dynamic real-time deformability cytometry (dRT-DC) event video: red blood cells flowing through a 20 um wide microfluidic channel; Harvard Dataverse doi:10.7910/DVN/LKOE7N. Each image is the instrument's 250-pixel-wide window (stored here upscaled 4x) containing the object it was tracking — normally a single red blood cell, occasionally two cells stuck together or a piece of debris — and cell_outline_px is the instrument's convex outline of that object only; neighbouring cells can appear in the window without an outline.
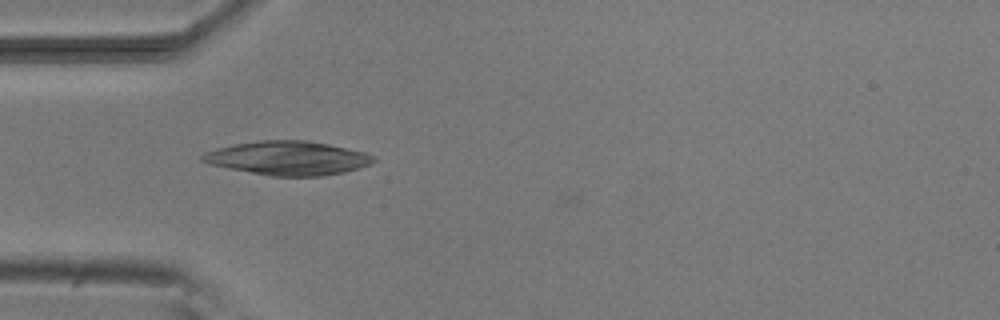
{"species": "common noctule bat (a hibernating species)", "species_latin": "Nyctalus noctula", "temperature_condition": "room temperature", "stored_images_in_passage": 2, "camera_frame_rate_fps": 3000, "um_per_image_px": 0.085, "animal": {"sex": "male", "body_mass_g": 20.5, "forearm_length_mm": 52.5}, "frame": {"image": 1, "passage_image": 1, "time_ms": 0.0, "image_size_px": [1000, 320], "cell_outline_px": [[376, 160], [360, 168], [344, 172], [324, 176], [272, 176], [228, 168], [208, 164], [200, 160], [200, 156], [204, 152], [216, 148], [236, 144], [260, 140], [308, 140], [328, 144], [364, 152], [376, 156]], "centroid_in_image_um": [24.46, 13.44], "position_along_channel_um": 60.5, "area_um2": 33.81}}
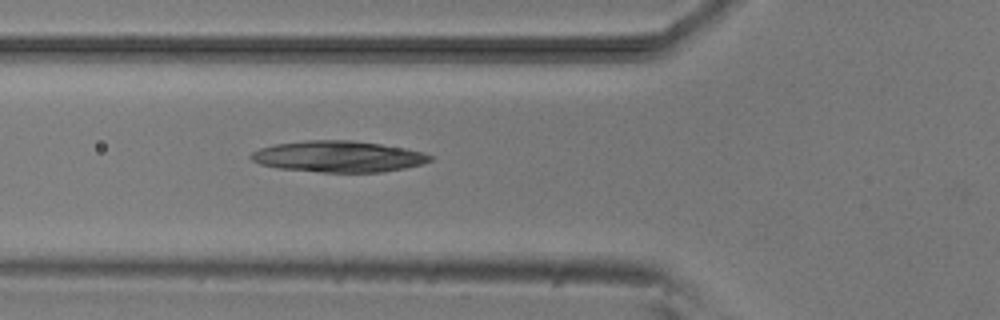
{"frame": {"image": 2, "passage_image": 2, "time_ms": 1.0, "image_size_px": [1000, 320], "cell_outline_px": [[432, 160], [420, 164], [404, 168], [384, 172], [320, 172], [276, 168], [260, 164], [252, 160], [248, 156], [252, 152], [260, 148], [276, 144], [308, 140], [352, 140], [380, 144], [404, 148], [424, 152], [432, 156]], "centroid_in_image_um": [28.74, 13.3], "position_along_channel_um": 97.1, "area_um2": 32.54}}